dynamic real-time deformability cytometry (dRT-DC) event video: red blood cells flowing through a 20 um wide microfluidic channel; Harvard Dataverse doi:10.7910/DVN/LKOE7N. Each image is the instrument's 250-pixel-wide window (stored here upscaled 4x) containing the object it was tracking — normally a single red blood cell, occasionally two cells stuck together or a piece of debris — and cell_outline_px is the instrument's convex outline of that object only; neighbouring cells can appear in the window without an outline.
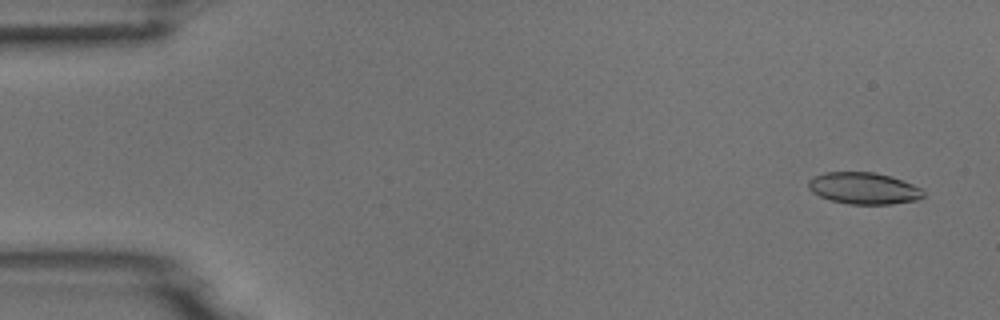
{"species": "common noctule bat (a hibernating species)", "species_latin": "Nyctalus noctula", "temperature_condition": "room temperature", "stored_images_in_passage": 4, "camera_frame_rate_fps": 3000, "um_per_image_px": 0.085, "animal": {"sex": "male", "body_mass_g": 18.8}, "frame": {"image": 1, "passage_image": 1, "time_ms": 0.0, "image_size_px": [1000, 320], "cell_outline_px": [[924, 196], [916, 200], [892, 204], [848, 204], [832, 200], [820, 196], [812, 192], [808, 188], [808, 180], [812, 176], [824, 172], [876, 172], [912, 184], [920, 188], [924, 192]], "centroid_in_image_um": [73.38, 16.0], "position_along_channel_um": 11.6, "area_um2": 21.15}}
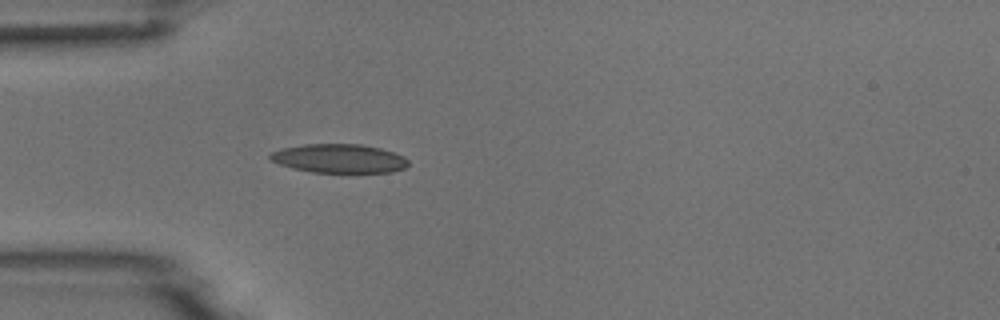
{"frame": {"image": 2, "passage_image": 4, "time_ms": 4.333, "image_size_px": [1000, 320], "cell_outline_px": [[408, 164], [404, 168], [392, 172], [312, 172], [292, 168], [268, 160], [268, 156], [272, 152], [280, 148], [304, 144], [360, 144], [380, 148], [404, 156], [408, 160]], "centroid_in_image_um": [28.79, 13.46], "position_along_channel_um": 56.2, "area_um2": 23.24}}